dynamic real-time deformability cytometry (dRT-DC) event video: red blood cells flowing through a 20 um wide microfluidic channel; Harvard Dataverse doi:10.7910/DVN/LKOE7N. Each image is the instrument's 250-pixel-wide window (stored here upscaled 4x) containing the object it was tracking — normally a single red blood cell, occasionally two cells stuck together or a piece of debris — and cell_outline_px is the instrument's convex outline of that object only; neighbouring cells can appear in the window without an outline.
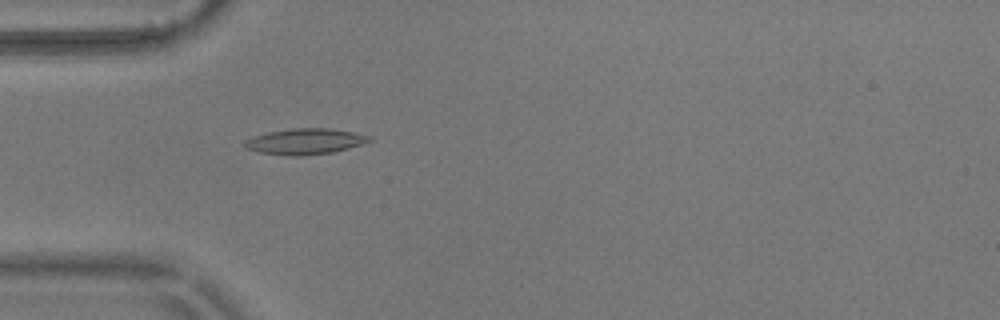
{"species": "common noctule bat (a hibernating species)", "species_latin": "Nyctalus noctula", "temperature_condition": "warm", "stored_images_in_passage": 40, "camera_frame_rate_fps": 3000, "um_per_image_px": 0.085, "animal": {"sex": "male", "body_mass_g": 17.9}, "frame": {"image": 1, "passage_image": 1, "time_ms": 0.0, "image_size_px": [1000, 320], "cell_outline_px": [[372, 140], [364, 144], [332, 152], [300, 156], [288, 156], [260, 152], [244, 148], [244, 140], [252, 136], [268, 132], [292, 128], [328, 128], [352, 132], [372, 136]], "centroid_in_image_um": [25.91, 12.02], "position_along_channel_um": 59.1, "area_um2": 18.84}}
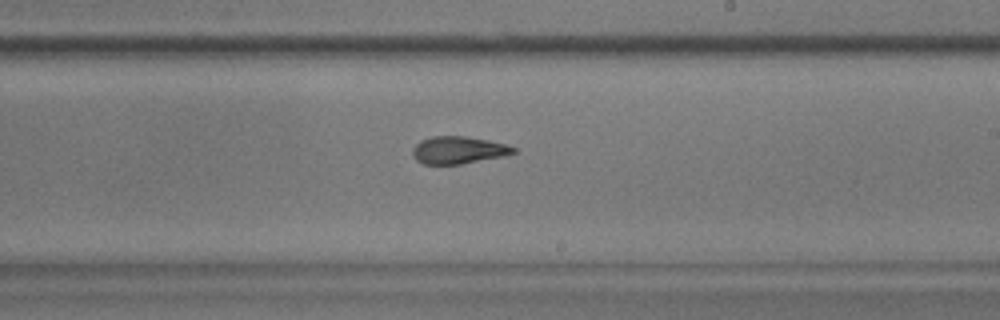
{"frame": {"image": 2, "passage_image": 17, "time_ms": 5.333, "image_size_px": [1000, 320], "cell_outline_px": [[516, 152], [504, 156], [460, 164], [424, 164], [416, 160], [412, 152], [412, 148], [420, 140], [432, 136], [464, 136], [488, 140], [504, 144], [516, 148]], "centroid_in_image_um": [38.94, 12.75], "position_along_channel_um": 250.1, "area_um2": 16.01}}
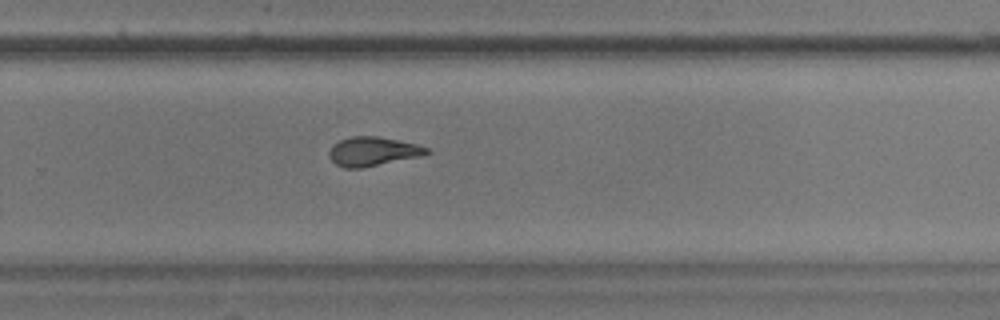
{"frame": {"image": 3, "passage_image": 21, "time_ms": 6.667, "image_size_px": [1000, 320], "cell_outline_px": [[432, 152], [416, 156], [364, 168], [344, 168], [336, 164], [328, 156], [328, 152], [332, 144], [340, 140], [352, 136], [376, 136], [416, 144], [428, 148]], "centroid_in_image_um": [31.62, 12.87], "position_along_channel_um": 298.2, "area_um2": 16.3}, "authors_computed_cell_mechanics": {"area_um2": 16.7042, "velocity_mm_per_s": 3.6242, "shape_relaxation_time_tau1_ms": 11.0385, "shape_relaxation_time_tau2_ms": 2.3965, "deformation_change_tau1": 0.2724, "deformation_change_tau2": 0.0941}}